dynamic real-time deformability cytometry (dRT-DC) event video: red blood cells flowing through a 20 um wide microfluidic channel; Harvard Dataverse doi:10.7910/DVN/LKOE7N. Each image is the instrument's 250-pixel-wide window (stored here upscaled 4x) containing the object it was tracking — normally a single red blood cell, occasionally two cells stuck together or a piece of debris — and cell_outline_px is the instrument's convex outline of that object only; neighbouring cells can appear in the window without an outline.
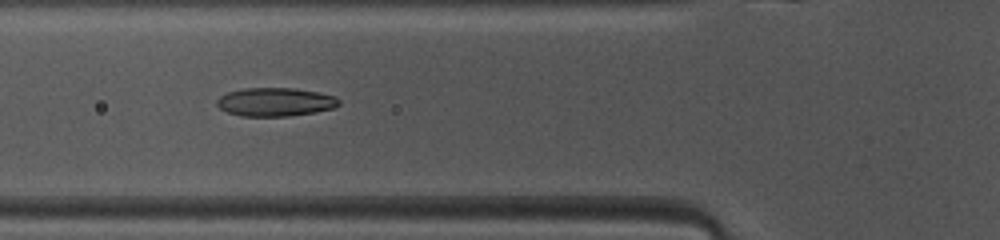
{"species": "common noctule bat (a hibernating species)", "species_latin": "Nyctalus noctula", "temperature_condition": "warm", "stored_images_in_passage": 39, "camera_frame_rate_fps": 3000, "um_per_image_px": 0.085, "animal": {"sex": "female", "body_mass_g": 10.0, "forearm_length_mm": 53.1}, "frame": {"image": 1, "passage_image": 8, "time_ms": 2.333, "image_size_px": [1000, 240], "cell_outline_px": [[340, 104], [336, 108], [288, 116], [240, 116], [228, 112], [220, 108], [216, 104], [216, 100], [220, 96], [228, 92], [244, 88], [296, 88], [336, 96], [340, 100]], "centroid_in_image_um": [23.4, 8.66], "position_along_channel_um": 102.4, "area_um2": 20.29}}
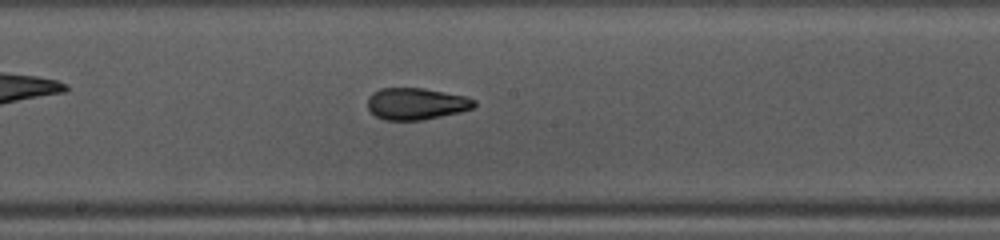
{"frame": {"image": 2, "passage_image": 16, "time_ms": 5.0, "image_size_px": [1000, 240], "cell_outline_px": [[476, 104], [472, 108], [460, 112], [424, 120], [384, 120], [376, 116], [368, 108], [368, 96], [372, 92], [380, 88], [424, 88], [464, 96], [476, 100]], "centroid_in_image_um": [35.36, 8.82], "position_along_channel_um": 212.8, "area_um2": 19.77}}
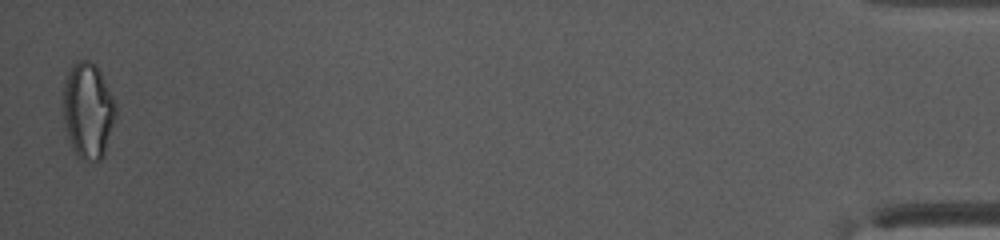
{"frame": {"image": 3, "passage_image": 39, "time_ms": 12.667, "image_size_px": [1000, 240], "cell_outline_px": [[116, 116], [104, 156], [100, 160], [84, 160], [76, 152], [68, 136], [64, 124], [64, 80], [72, 64], [76, 60], [88, 60], [96, 64], [116, 104]], "centroid_in_image_um": [7.49, 9.36], "position_along_channel_um": 427.7, "area_um2": 29.07}, "authors_computed_cell_mechanics": {"area_um2": 20.23, "velocity_mm_per_s": 4.1159, "shape_relaxation_time_tau1_ms": 8.3579, "shape_relaxation_time_tau2_ms": 1.3427, "deformation_change_tau1": 0.2242, "deformation_change_tau2": 0.0777}}